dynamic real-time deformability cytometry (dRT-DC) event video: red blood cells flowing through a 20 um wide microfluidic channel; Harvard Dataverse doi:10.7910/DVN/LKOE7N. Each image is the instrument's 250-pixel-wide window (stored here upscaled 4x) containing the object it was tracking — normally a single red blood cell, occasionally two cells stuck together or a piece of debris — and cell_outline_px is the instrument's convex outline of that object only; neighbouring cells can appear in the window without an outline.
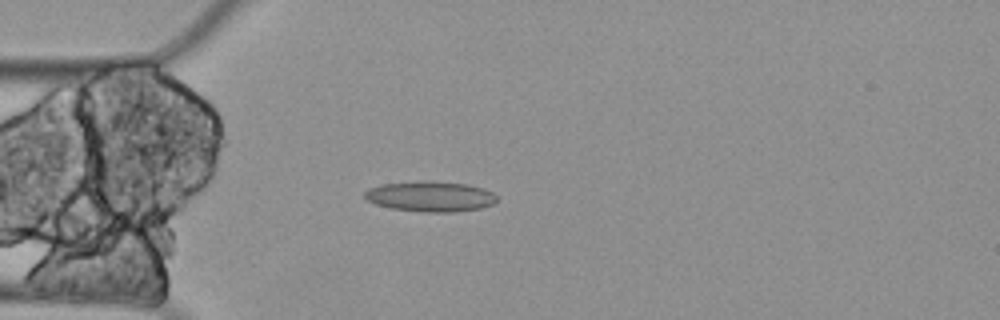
{"species": "Egyptian fruit bat (a non-hibernating species)", "species_latin": "Rousettus aegyptiacus", "temperature_condition": "cold", "stored_images_in_passage": 5, "camera_frame_rate_fps": 3000, "um_per_image_px": 0.085, "animal": {"sex": "female"}, "frame": {"image": 1, "passage_image": 5, "time_ms": 1.333, "image_size_px": [1000, 320], "cell_outline_px": [[496, 200], [492, 204], [480, 208], [456, 212], [428, 212], [392, 208], [376, 204], [368, 200], [364, 196], [364, 192], [368, 188], [380, 184], [424, 180], [432, 180], [468, 184], [484, 188], [492, 192], [496, 196]], "centroid_in_image_um": [36.58, 16.68], "position_along_channel_um": 48.4, "area_um2": 23.52}}